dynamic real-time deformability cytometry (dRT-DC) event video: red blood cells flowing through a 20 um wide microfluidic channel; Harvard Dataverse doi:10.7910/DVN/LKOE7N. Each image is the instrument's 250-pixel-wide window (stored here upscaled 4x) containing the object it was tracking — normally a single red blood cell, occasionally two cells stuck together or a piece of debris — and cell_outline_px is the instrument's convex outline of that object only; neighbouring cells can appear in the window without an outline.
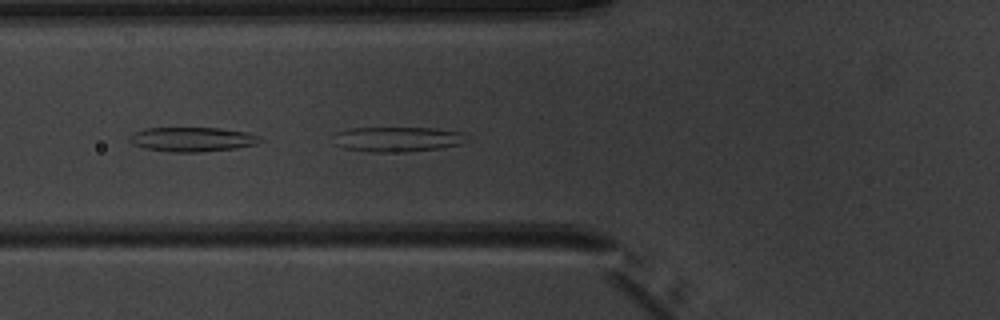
{"species": "common noctule bat (a hibernating species)", "species_latin": "Nyctalus noctula", "temperature_condition": "warm", "stored_images_in_passage": 21, "camera_frame_rate_fps": 3000, "um_per_image_px": 0.085, "animal": {"sex": "male", "body_mass_g": 20.1, "forearm_length_mm": 53.5}, "frame": {"image": 1, "passage_image": 7, "time_ms": 2.0, "image_size_px": [1000, 320], "cell_outline_px": [[468, 140], [460, 144], [440, 148], [404, 152], [372, 152], [344, 148], [336, 144], [336, 132], [348, 128], [436, 128], [464, 132]], "centroid_in_image_um": [33.84, 11.83], "position_along_channel_um": 92.0, "area_um2": 19.36}}